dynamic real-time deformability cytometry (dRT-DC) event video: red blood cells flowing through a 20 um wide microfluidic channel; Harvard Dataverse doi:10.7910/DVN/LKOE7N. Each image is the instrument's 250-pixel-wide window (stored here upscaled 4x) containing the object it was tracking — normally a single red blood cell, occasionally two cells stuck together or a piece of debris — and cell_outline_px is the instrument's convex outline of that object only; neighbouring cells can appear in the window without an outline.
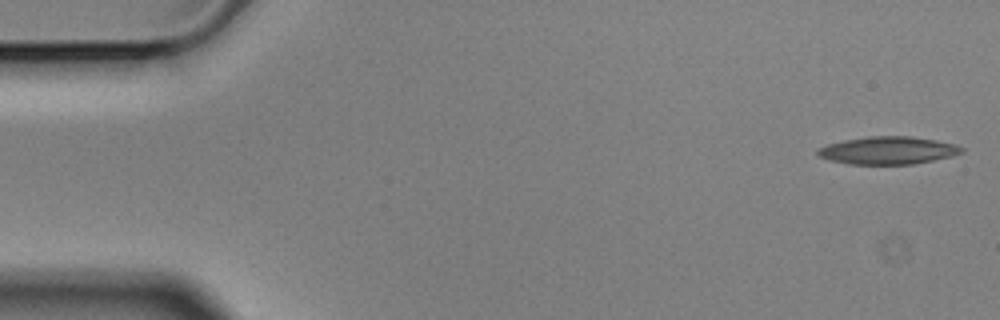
{"species": "Egyptian fruit bat (a non-hibernating species)", "species_latin": "Rousettus aegyptiacus", "temperature_condition": "cold", "stored_images_in_passage": 4, "camera_frame_rate_fps": 3000, "um_per_image_px": 0.085, "animal": {"sex": "male"}, "frame": {"image": 1, "passage_image": 1, "time_ms": 0.0, "image_size_px": [1000, 320], "cell_outline_px": [[964, 152], [952, 156], [912, 164], [848, 164], [828, 160], [816, 156], [816, 148], [828, 144], [844, 140], [868, 136], [912, 136], [936, 140], [956, 144], [964, 148]], "centroid_in_image_um": [75.44, 12.78], "position_along_channel_um": 9.6, "area_um2": 23.41}}
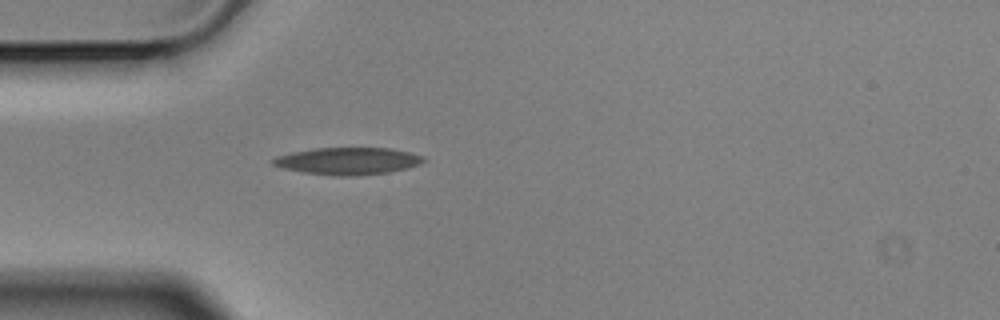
{"frame": {"image": 2, "passage_image": 4, "time_ms": 1.0, "image_size_px": [1000, 320], "cell_outline_px": [[428, 160], [420, 164], [408, 168], [388, 172], [356, 176], [336, 176], [304, 172], [284, 168], [272, 164], [272, 160], [276, 156], [292, 152], [316, 148], [392, 148], [424, 156]], "centroid_in_image_um": [29.62, 13.68], "position_along_channel_um": 55.4, "area_um2": 23.81}}